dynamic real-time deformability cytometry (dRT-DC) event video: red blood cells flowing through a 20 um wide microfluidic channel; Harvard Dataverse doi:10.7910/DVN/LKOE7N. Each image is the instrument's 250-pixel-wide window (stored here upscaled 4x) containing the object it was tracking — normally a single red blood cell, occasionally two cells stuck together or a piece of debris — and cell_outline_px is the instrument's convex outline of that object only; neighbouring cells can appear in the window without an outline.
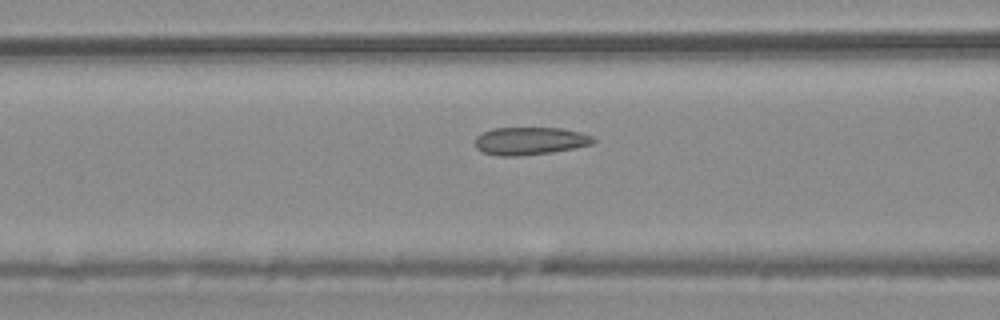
{"species": "common noctule bat (a hibernating species)", "species_latin": "Nyctalus noctula", "temperature_condition": "warm", "stored_images_in_passage": 14, "camera_frame_rate_fps": 3000, "um_per_image_px": 0.085, "animal": {"sex": "male", "body_mass_g": 20.4}, "frame": {"image": 1, "passage_image": 5, "time_ms": 1.333, "image_size_px": [1000, 320], "cell_outline_px": [[596, 140], [592, 144], [552, 152], [520, 156], [500, 156], [484, 152], [476, 148], [476, 136], [492, 128], [560, 128], [580, 132], [592, 136]], "centroid_in_image_um": [45.04, 11.98], "position_along_channel_um": 121.6, "area_um2": 18.96}}
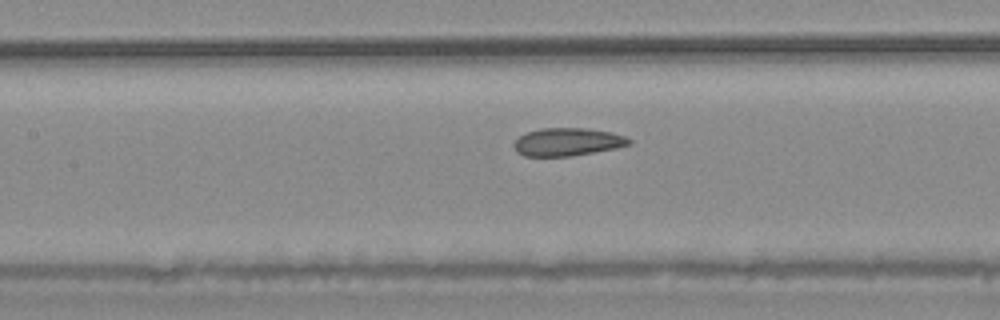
{"frame": {"image": 2, "passage_image": 8, "time_ms": 2.333, "image_size_px": [1000, 320], "cell_outline_px": [[632, 144], [616, 148], [572, 156], [524, 156], [516, 152], [512, 144], [520, 136], [528, 132], [540, 128], [588, 128], [612, 132], [624, 136], [632, 140]], "centroid_in_image_um": [48.24, 12.06], "position_along_channel_um": 159.2, "area_um2": 18.84}}
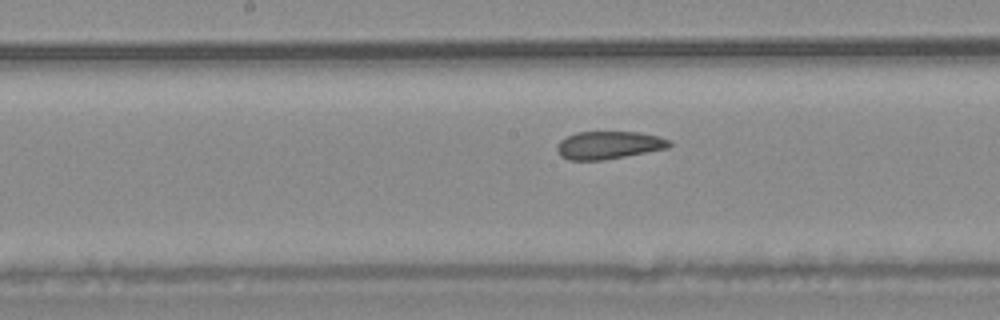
{"frame": {"image": 3, "passage_image": 11, "time_ms": 3.333, "image_size_px": [1000, 320], "cell_outline_px": [[672, 144], [668, 148], [604, 160], [568, 160], [560, 156], [556, 152], [556, 144], [560, 140], [576, 132], [640, 132], [656, 136], [668, 140]], "centroid_in_image_um": [51.68, 12.34], "position_along_channel_um": 196.5, "area_um2": 18.21}}